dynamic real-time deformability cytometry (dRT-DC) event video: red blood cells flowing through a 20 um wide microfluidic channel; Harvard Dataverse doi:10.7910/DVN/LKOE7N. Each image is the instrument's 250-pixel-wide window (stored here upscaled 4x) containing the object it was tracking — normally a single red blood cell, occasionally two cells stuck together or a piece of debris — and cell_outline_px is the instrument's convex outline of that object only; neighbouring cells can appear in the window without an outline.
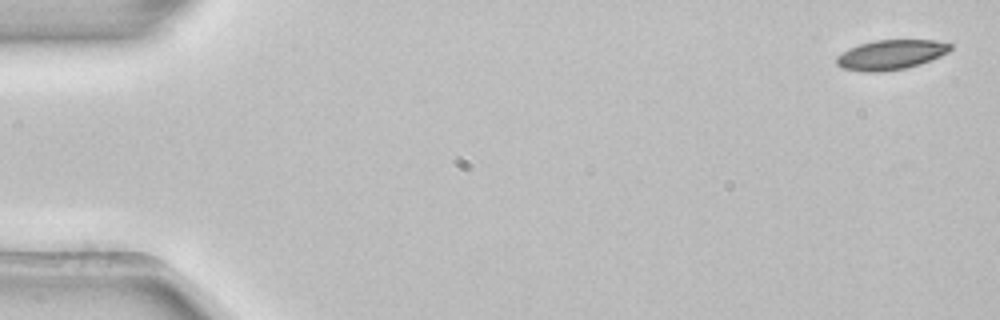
{"species": "common noctule bat (a hibernating species)", "species_latin": "Nyctalus noctula", "temperature_condition": "room temperature", "stored_images_in_passage": 3, "camera_frame_rate_fps": 3000, "um_per_image_px": 0.085, "animal": {"sex": "female", "body_mass_g": 22.7, "forearm_length_mm": 54.2}, "frame": {"image": 1, "passage_image": 1, "time_ms": 0.0, "image_size_px": [1000, 320], "cell_outline_px": [[952, 48], [948, 52], [940, 56], [920, 64], [904, 68], [880, 72], [864, 72], [844, 68], [836, 64], [836, 56], [848, 48], [860, 44], [876, 40], [936, 40], [952, 44]], "centroid_in_image_um": [75.71, 4.65], "position_along_channel_um": 9.3, "area_um2": 19.71}}